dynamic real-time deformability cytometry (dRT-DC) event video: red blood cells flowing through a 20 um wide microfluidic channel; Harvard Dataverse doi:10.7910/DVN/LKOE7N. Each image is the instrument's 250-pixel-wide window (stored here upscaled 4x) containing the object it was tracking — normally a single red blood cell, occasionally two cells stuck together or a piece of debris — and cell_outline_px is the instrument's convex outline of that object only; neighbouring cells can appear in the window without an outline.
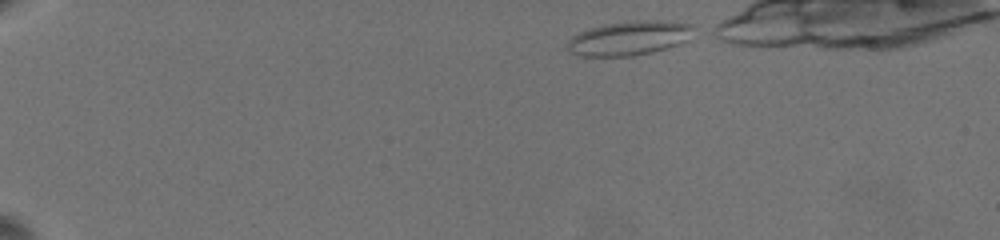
{"species": "common noctule bat (a hibernating species)", "species_latin": "Nyctalus noctula", "temperature_condition": "warm", "stored_images_in_passage": 40, "camera_frame_rate_fps": 3000, "um_per_image_px": 0.085, "animal": {"sex": "female", "body_mass_g": 19.5, "forearm_length_mm": 54.1}, "frame": {"image": 1, "passage_image": 1, "time_ms": 0.0, "image_size_px": [1000, 240], "cell_outline_px": [[692, 28], [684, 40], [680, 44], [652, 52], [636, 56], [580, 56], [568, 52], [568, 40], [572, 36], [588, 28], [604, 24], [648, 20], [660, 20], [692, 24]], "centroid_in_image_um": [53.41, 3.26], "position_along_channel_um": 31.6, "area_um2": 24.85}}
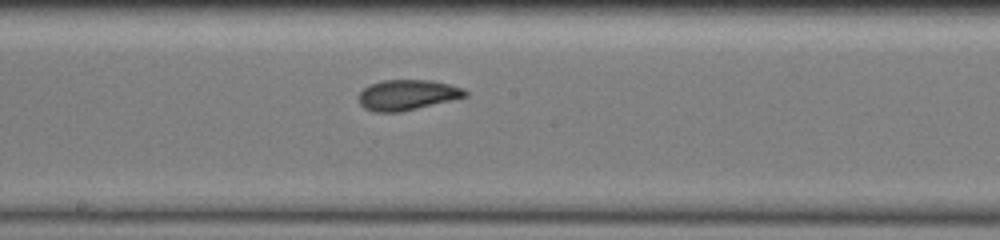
{"frame": {"image": 2, "passage_image": 22, "time_ms": 8.0, "image_size_px": [1000, 240], "cell_outline_px": [[468, 96], [400, 112], [376, 112], [364, 108], [360, 104], [360, 92], [368, 84], [380, 80], [432, 80], [464, 88], [468, 92]], "centroid_in_image_um": [34.62, 8.06], "position_along_channel_um": 213.6, "area_um2": 18.84}}
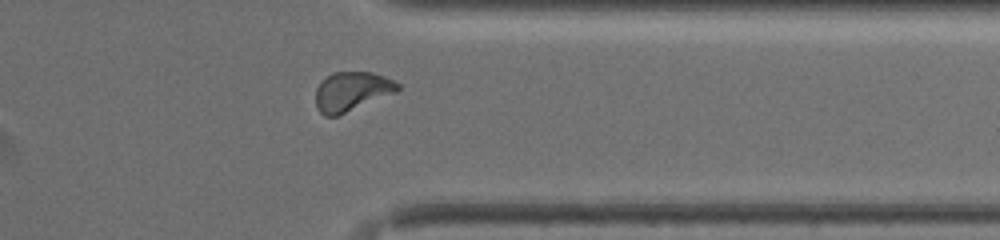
{"frame": {"image": 3, "passage_image": 34, "time_ms": 12.667, "image_size_px": [1000, 240], "cell_outline_px": [[400, 88], [396, 92], [336, 116], [324, 116], [316, 108], [316, 88], [320, 80], [332, 72], [372, 72], [384, 76], [400, 84]], "centroid_in_image_um": [29.86, 7.75], "position_along_channel_um": 381.5, "area_um2": 18.73}}